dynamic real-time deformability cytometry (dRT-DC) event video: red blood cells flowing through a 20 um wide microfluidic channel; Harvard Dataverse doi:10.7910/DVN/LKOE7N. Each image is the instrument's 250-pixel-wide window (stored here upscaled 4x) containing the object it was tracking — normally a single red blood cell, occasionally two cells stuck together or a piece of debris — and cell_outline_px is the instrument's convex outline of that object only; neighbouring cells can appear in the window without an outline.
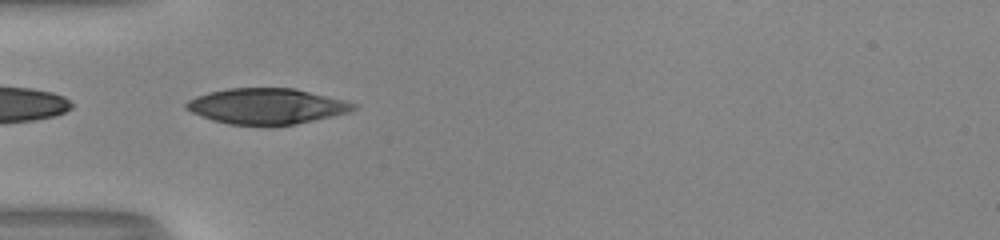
{"species": "human", "species_latin": "Homo sapiens", "temperature_condition": "room temperature", "stored_images_in_passage": 33, "camera_frame_rate_fps": 3000, "um_per_image_px": 0.085, "donor": {"sex": "male"}, "frame": {"image": 1, "passage_image": 1, "time_ms": 0.0, "image_size_px": [1000, 240], "cell_outline_px": [[356, 108], [348, 112], [296, 124], [228, 124], [212, 120], [192, 112], [184, 108], [184, 104], [188, 100], [196, 96], [208, 92], [228, 88], [296, 88], [344, 100], [356, 104]], "centroid_in_image_um": [22.63, 9.0], "position_along_channel_um": 62.4, "area_um2": 34.39}}